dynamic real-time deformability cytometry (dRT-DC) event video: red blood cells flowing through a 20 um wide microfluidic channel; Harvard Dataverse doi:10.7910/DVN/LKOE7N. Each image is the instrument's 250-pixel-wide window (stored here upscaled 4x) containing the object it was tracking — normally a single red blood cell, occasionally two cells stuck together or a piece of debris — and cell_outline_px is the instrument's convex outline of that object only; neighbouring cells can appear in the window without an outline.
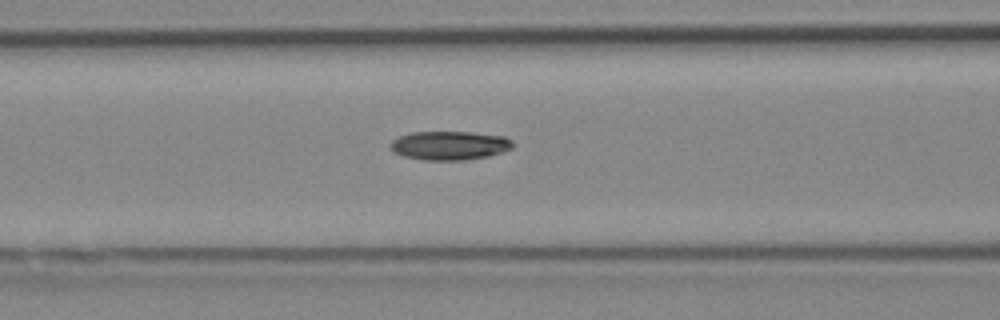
{"species": "Egyptian fruit bat (a non-hibernating species)", "species_latin": "Rousettus aegyptiacus", "temperature_condition": "cold", "stored_images_in_passage": 6, "camera_frame_rate_fps": 3000, "um_per_image_px": 0.085, "animal": {"sex": "female"}, "frame": {"image": 1, "passage_image": 6, "time_ms": 1.667, "image_size_px": [1000, 320], "cell_outline_px": [[516, 144], [512, 148], [488, 156], [464, 160], [424, 160], [404, 156], [392, 152], [388, 144], [392, 140], [400, 136], [412, 132], [472, 132], [504, 136], [512, 140]], "centroid_in_image_um": [38.2, 12.36], "position_along_channel_um": 128.4, "area_um2": 20.69}}